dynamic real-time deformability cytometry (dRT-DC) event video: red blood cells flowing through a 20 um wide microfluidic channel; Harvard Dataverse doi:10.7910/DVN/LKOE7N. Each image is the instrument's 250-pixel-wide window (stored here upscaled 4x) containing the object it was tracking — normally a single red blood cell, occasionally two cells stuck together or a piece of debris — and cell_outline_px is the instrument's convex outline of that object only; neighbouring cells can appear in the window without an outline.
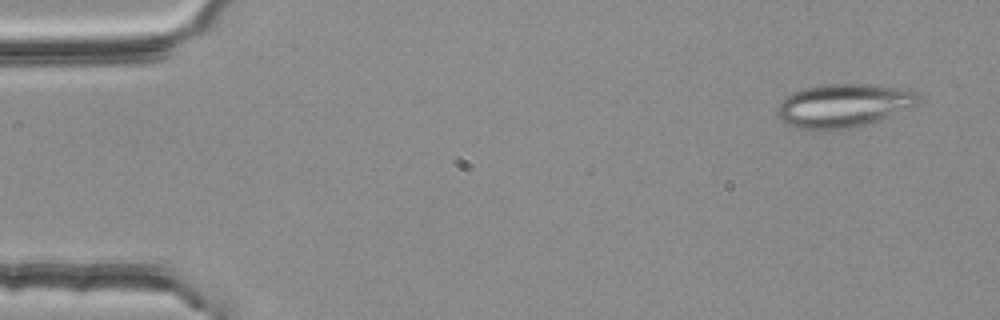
{"species": "common noctule bat (a hibernating species)", "species_latin": "Nyctalus noctula", "temperature_condition": "room temperature", "stored_images_in_passage": 4, "camera_frame_rate_fps": 3000, "um_per_image_px": 0.085, "animal": {"sex": "female", "body_mass_g": 25.1}, "frame": {"image": 1, "passage_image": 1, "time_ms": 0.0, "image_size_px": [1000, 320], "cell_outline_px": [[924, 100], [916, 104], [876, 120], [864, 124], [848, 128], [796, 128], [788, 124], [776, 112], [776, 108], [792, 92], [804, 88], [824, 84], [868, 84], [916, 92]], "centroid_in_image_um": [71.67, 8.94], "position_along_channel_um": 13.3, "area_um2": 34.45}}